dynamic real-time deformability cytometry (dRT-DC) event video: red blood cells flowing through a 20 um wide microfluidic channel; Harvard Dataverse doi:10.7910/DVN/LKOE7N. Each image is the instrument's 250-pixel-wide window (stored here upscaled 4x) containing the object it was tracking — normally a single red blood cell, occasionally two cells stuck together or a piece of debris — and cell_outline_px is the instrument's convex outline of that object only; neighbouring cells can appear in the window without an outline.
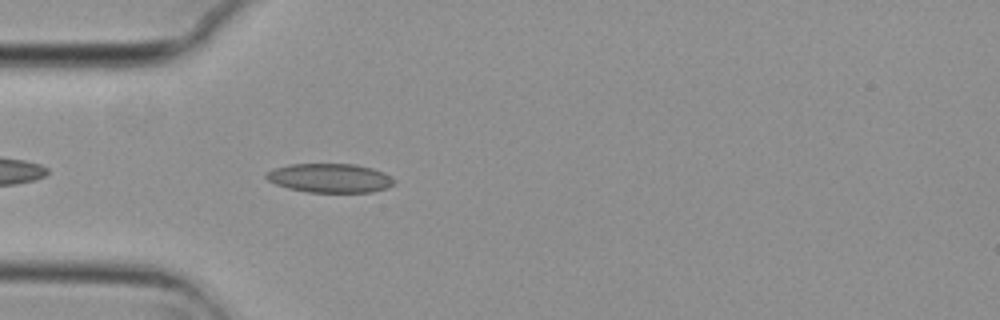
{"species": "common noctule bat (a hibernating species)", "species_latin": "Nyctalus noctula", "temperature_condition": "cold", "stored_images_in_passage": 5, "camera_frame_rate_fps": 3000, "um_per_image_px": 0.085, "animal": {"sex": "female", "body_mass_g": 29.2, "forearm_length_mm": 56.3}, "frame": {"image": 1, "passage_image": 5, "time_ms": 1.333, "image_size_px": [1000, 320], "cell_outline_px": [[396, 184], [388, 188], [372, 192], [308, 192], [288, 188], [276, 184], [268, 180], [264, 176], [264, 172], [272, 168], [288, 164], [356, 164], [372, 168], [384, 172], [392, 176], [396, 180]], "centroid_in_image_um": [28.06, 15.13], "position_along_channel_um": 56.9, "area_um2": 22.02}}